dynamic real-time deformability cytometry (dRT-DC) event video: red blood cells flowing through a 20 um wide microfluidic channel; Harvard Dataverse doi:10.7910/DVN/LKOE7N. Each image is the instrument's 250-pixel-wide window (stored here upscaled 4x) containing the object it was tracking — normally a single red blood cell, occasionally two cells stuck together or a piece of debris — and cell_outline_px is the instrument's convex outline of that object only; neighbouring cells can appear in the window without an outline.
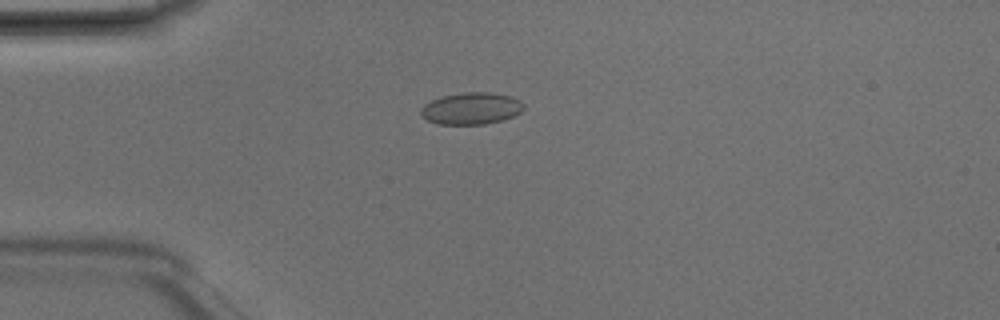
{"species": "Egyptian fruit bat (a non-hibernating species)", "species_latin": "Rousettus aegyptiacus", "temperature_condition": "room temperature", "stored_images_in_passage": 2, "camera_frame_rate_fps": 3000, "um_per_image_px": 0.085, "animal": {"sex": "male"}, "frame": {"image": 1, "passage_image": 2, "time_ms": 0.333, "image_size_px": [1000, 320], "cell_outline_px": [[524, 108], [520, 112], [504, 120], [484, 124], [440, 124], [428, 120], [420, 116], [420, 108], [424, 104], [440, 96], [464, 92], [492, 92], [512, 96], [520, 100], [524, 104]], "centroid_in_image_um": [40.05, 9.21], "position_along_channel_um": 44.9, "area_um2": 19.31}}